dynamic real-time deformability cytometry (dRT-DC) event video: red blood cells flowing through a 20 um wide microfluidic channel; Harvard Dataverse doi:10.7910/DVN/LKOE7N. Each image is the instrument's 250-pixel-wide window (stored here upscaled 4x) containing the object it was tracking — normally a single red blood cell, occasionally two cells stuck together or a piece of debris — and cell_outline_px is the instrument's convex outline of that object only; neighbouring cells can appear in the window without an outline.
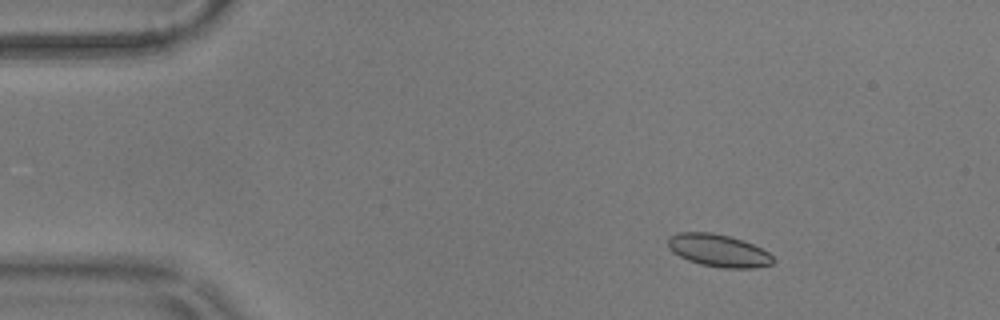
{"species": "common noctule bat (a hibernating species)", "species_latin": "Nyctalus noctula", "temperature_condition": "warm", "stored_images_in_passage": 57, "camera_frame_rate_fps": 3000, "um_per_image_px": 0.085, "animal": {"sex": "male", "body_mass_g": 17.9}, "frame": {"image": 1, "passage_image": 8, "time_ms": 2.333, "image_size_px": [1000, 320], "cell_outline_px": [[776, 260], [772, 264], [756, 268], [720, 268], [700, 264], [688, 260], [672, 252], [668, 248], [668, 236], [676, 232], [712, 232], [744, 240], [768, 252]], "centroid_in_image_um": [61.06, 21.29], "position_along_channel_um": 23.9, "area_um2": 20.11}}
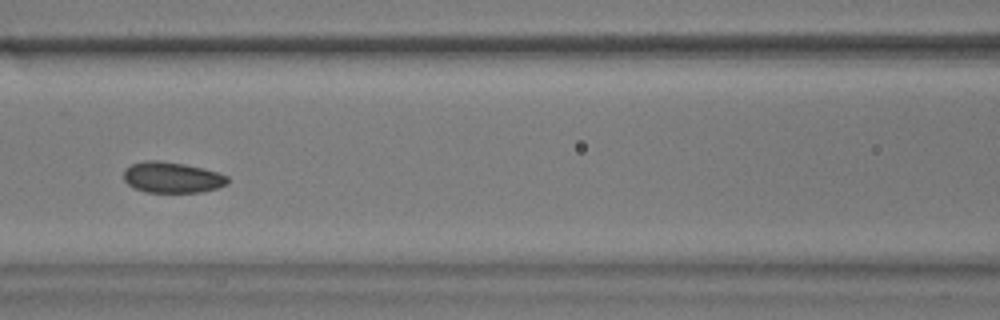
{"frame": {"image": 2, "passage_image": 25, "time_ms": 8.0, "image_size_px": [1000, 320], "cell_outline_px": [[228, 184], [216, 188], [200, 192], [144, 192], [128, 184], [124, 180], [124, 168], [132, 164], [144, 160], [156, 160], [184, 164], [204, 168], [228, 176]], "centroid_in_image_um": [14.61, 15.07], "position_along_channel_um": 152.0, "area_um2": 18.67}}
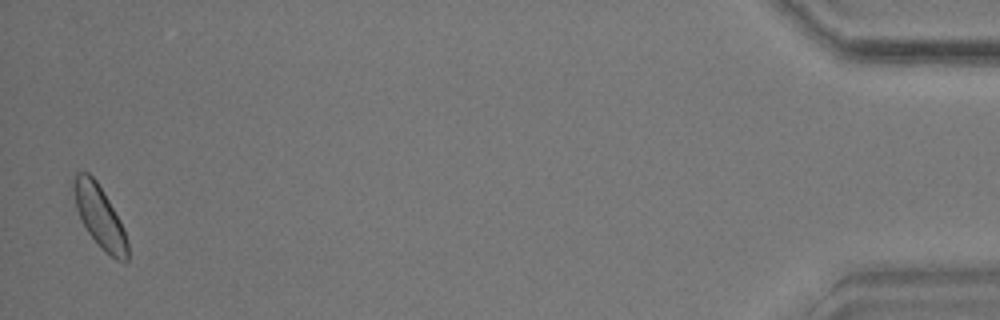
{"frame": {"image": 3, "passage_image": 56, "time_ms": 18.333, "image_size_px": [1000, 320], "cell_outline_px": [[128, 260], [116, 260], [88, 232], [80, 220], [76, 208], [72, 188], [72, 180], [76, 172], [88, 172], [96, 180], [120, 220], [124, 228], [128, 244]], "centroid_in_image_um": [8.44, 18.34], "position_along_channel_um": 426.8, "area_um2": 19.13}, "authors_computed_cell_mechanics": {"area_um2": 19.074, "velocity_mm_per_s": 3.5189, "shape_relaxation_time_tau1_ms": 1.7605, "shape_relaxation_time_tau2_ms": 3.6361, "deformation_change_tau1": 0.0569, "deformation_change_tau2": 0.0739}}